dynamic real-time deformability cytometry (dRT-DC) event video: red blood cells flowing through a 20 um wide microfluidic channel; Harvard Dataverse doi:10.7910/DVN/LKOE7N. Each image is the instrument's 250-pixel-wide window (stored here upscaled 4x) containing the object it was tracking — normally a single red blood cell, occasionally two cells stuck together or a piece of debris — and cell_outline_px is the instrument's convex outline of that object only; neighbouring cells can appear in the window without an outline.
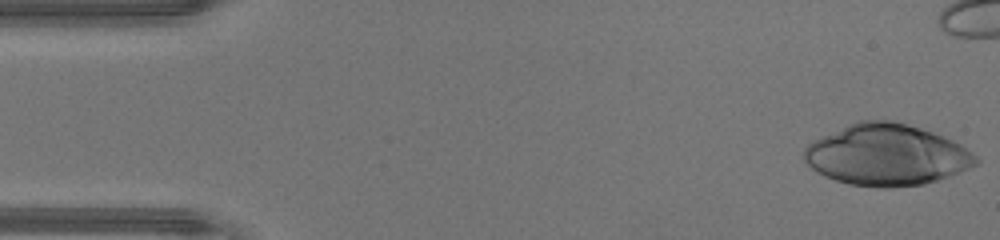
{"species": "human", "species_latin": "Homo sapiens", "temperature_condition": "warm", "stored_images_in_passage": 38, "camera_frame_rate_fps": 3000, "um_per_image_px": 0.085, "donor": {"sex": "male"}, "frame": {"image": 1, "passage_image": 1, "time_ms": 0.0, "image_size_px": [1000, 240], "cell_outline_px": [[980, 164], [948, 176], [924, 184], [888, 188], [880, 188], [848, 184], [824, 176], [816, 172], [800, 156], [804, 148], [812, 140], [856, 120], [892, 120], [908, 124], [932, 132], [952, 140], [960, 144], [972, 152], [980, 160]], "centroid_in_image_um": [75.33, 13.16], "position_along_channel_um": 9.7, "area_um2": 61.73}}